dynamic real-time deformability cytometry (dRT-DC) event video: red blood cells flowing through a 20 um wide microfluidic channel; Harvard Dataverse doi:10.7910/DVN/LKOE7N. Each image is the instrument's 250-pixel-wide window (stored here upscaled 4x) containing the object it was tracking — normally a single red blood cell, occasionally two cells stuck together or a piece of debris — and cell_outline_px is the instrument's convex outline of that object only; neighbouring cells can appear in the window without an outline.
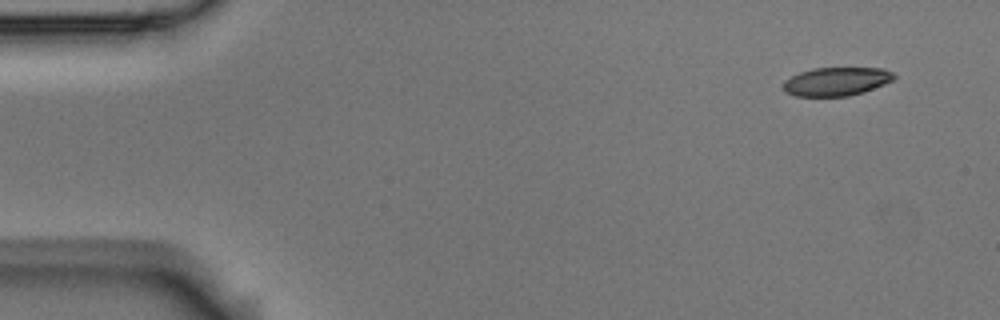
{"species": "Egyptian fruit bat (a non-hibernating species)", "species_latin": "Rousettus aegyptiacus", "temperature_condition": "room temperature", "stored_images_in_passage": 10, "camera_frame_rate_fps": 3000, "um_per_image_px": 0.085, "animal": {"sex": "male"}, "frame": {"image": 1, "passage_image": 1, "time_ms": 0.0, "image_size_px": [1000, 320], "cell_outline_px": [[896, 76], [892, 80], [884, 84], [864, 92], [848, 96], [796, 96], [784, 92], [780, 88], [784, 80], [800, 72], [812, 68], [884, 68], [892, 72]], "centroid_in_image_um": [71.05, 6.93], "position_along_channel_um": 14.0, "area_um2": 18.55}}
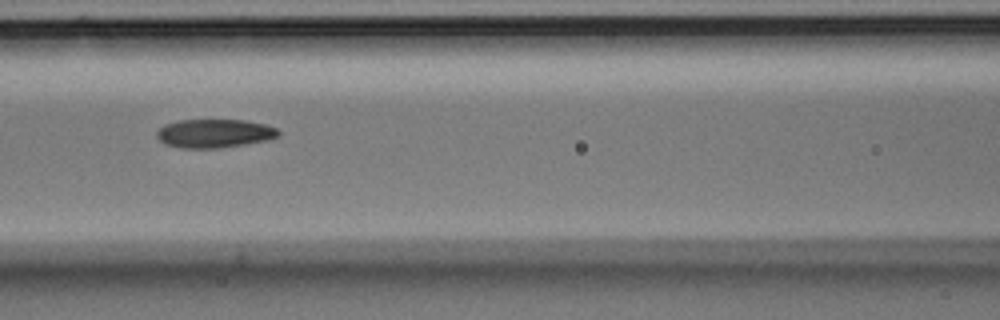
{"frame": {"image": 2, "passage_image": 6, "time_ms": 1.667, "image_size_px": [1000, 320], "cell_outline_px": [[280, 136], [268, 140], [220, 148], [180, 148], [164, 144], [156, 136], [156, 132], [164, 124], [180, 120], [244, 120], [264, 124], [276, 128], [280, 132]], "centroid_in_image_um": [18.21, 11.34], "position_along_channel_um": 148.4, "area_um2": 20.35}}
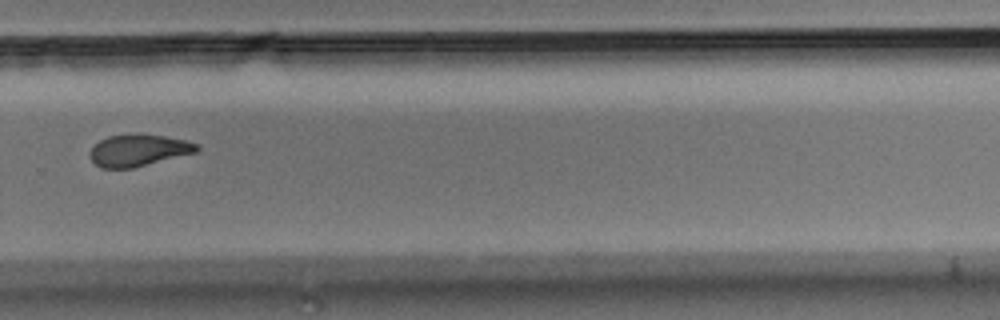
{"frame": {"image": 3, "passage_image": 10, "time_ms": 3.0, "image_size_px": [1000, 320], "cell_outline_px": [[200, 148], [196, 152], [132, 168], [100, 168], [88, 156], [88, 152], [100, 140], [108, 136], [164, 136], [188, 140], [200, 144]], "centroid_in_image_um": [11.78, 12.8], "position_along_channel_um": 318.0, "area_um2": 19.31}}